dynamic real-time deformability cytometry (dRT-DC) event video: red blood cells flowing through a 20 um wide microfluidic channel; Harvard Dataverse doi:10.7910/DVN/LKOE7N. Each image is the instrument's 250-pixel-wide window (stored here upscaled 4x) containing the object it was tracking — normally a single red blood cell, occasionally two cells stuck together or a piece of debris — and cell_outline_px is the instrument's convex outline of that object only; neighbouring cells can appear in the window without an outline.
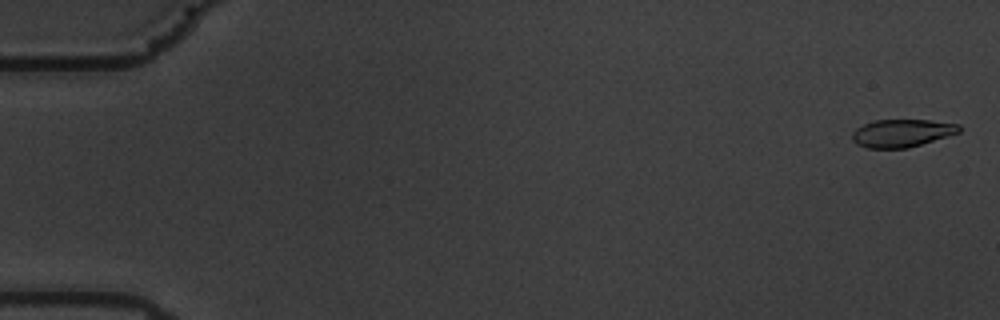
{"species": "common noctule bat (a hibernating species)", "species_latin": "Nyctalus noctula", "temperature_condition": "warm", "stored_images_in_passage": 59, "camera_frame_rate_fps": 3000, "um_per_image_px": 0.085, "animal": {"sex": "male", "body_mass_g": 19.5, "forearm_length_mm": 54.6}, "frame": {"image": 1, "passage_image": 2, "time_ms": 0.333, "image_size_px": [1000, 320], "cell_outline_px": [[960, 132], [908, 148], [868, 148], [856, 144], [852, 140], [852, 132], [856, 128], [864, 124], [876, 120], [928, 120], [960, 124]], "centroid_in_image_um": [76.64, 11.31], "position_along_channel_um": 8.4, "area_um2": 17.22}}
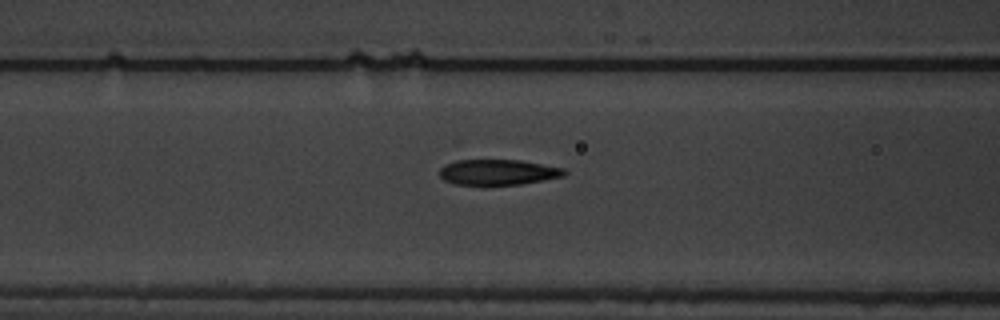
{"frame": {"image": 2, "passage_image": 25, "time_ms": 8.0, "image_size_px": [1000, 320], "cell_outline_px": [[568, 172], [564, 176], [544, 180], [520, 184], [456, 184], [444, 180], [440, 176], [440, 168], [444, 164], [456, 160], [520, 160], [564, 168]], "centroid_in_image_um": [42.34, 14.62], "position_along_channel_um": 124.3, "area_um2": 18.44}}
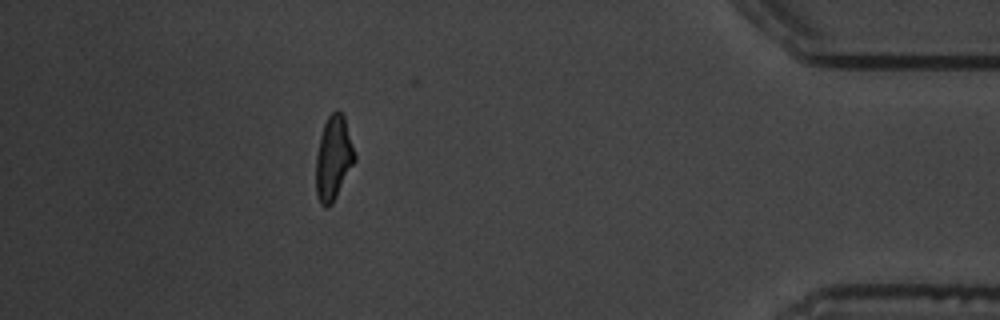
{"frame": {"image": 3, "passage_image": 53, "time_ms": 17.333, "image_size_px": [1000, 320], "cell_outline_px": [[356, 160], [332, 204], [328, 208], [324, 208], [320, 204], [316, 192], [316, 156], [320, 136], [324, 124], [328, 116], [336, 108], [344, 116], [356, 156]], "centroid_in_image_um": [28.34, 13.45], "position_along_channel_um": 406.9, "area_um2": 19.02}, "authors_computed_cell_mechanics": {"area_um2": 19.1318, "velocity_mm_per_s": 3.5145, "shape_relaxation_time_tau1_ms": 3.9722, "shape_relaxation_time_tau2_ms": 1.5874, "deformation_change_tau1": 0.1942, "deformation_change_tau2": 0.0883}}